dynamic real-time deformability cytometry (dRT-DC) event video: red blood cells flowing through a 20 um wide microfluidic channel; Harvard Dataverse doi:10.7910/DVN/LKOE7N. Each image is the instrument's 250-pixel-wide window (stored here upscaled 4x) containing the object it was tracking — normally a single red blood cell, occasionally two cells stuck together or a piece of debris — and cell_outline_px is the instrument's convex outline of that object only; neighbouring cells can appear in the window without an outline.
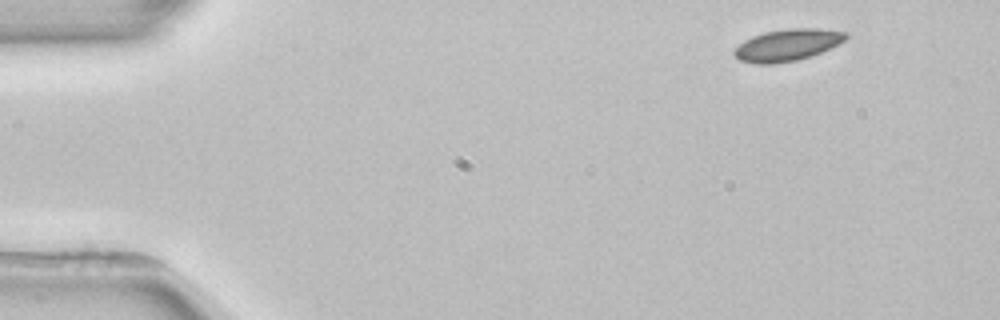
{"species": "common noctule bat (a hibernating species)", "species_latin": "Nyctalus noctula", "temperature_condition": "room temperature", "stored_images_in_passage": 5, "segment_of_instrument_passage": [2, 2], "camera_frame_rate_fps": 3000, "um_per_image_px": 0.085, "animal": {"sex": "female", "body_mass_g": 22.7, "forearm_length_mm": 54.2}, "frame": {"image": 1, "passage_image": 5, "time_ms": 6.333, "image_size_px": [1000, 320], "cell_outline_px": [[848, 36], [844, 40], [820, 52], [796, 60], [772, 64], [756, 64], [740, 60], [732, 52], [744, 40], [752, 36], [764, 32], [788, 28], [820, 28], [848, 32]], "centroid_in_image_um": [66.91, 3.81], "position_along_channel_um": 18.1, "area_um2": 20.46}}